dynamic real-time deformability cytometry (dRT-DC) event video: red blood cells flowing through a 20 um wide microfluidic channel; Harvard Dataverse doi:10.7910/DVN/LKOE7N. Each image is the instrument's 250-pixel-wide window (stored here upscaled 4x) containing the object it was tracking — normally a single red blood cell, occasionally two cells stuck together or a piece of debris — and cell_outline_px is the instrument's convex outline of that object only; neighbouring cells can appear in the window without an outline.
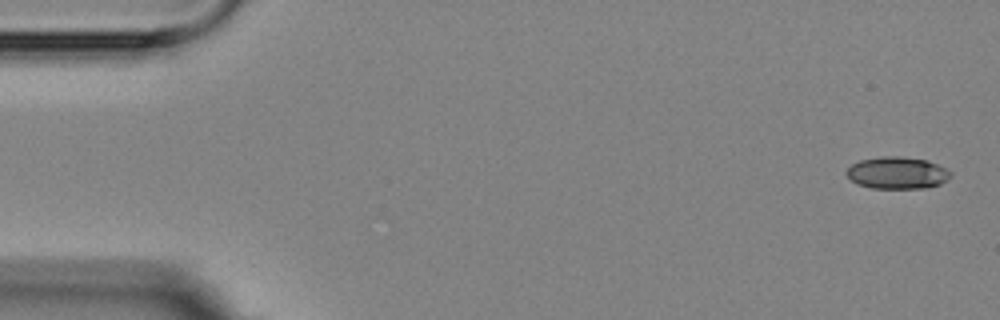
{"species": "Egyptian fruit bat (a non-hibernating species)", "species_latin": "Rousettus aegyptiacus", "temperature_condition": "room temperature", "stored_images_in_passage": 4, "camera_frame_rate_fps": 3000, "um_per_image_px": 0.085, "animal": {"sex": "female"}, "frame": {"image": 1, "passage_image": 1, "time_ms": 0.0, "image_size_px": [1000, 320], "cell_outline_px": [[952, 176], [948, 180], [940, 184], [924, 188], [872, 188], [856, 184], [844, 172], [852, 164], [860, 160], [880, 156], [900, 156], [928, 160], [952, 172]], "centroid_in_image_um": [76.26, 14.69], "position_along_channel_um": 8.7, "area_um2": 19.54}}
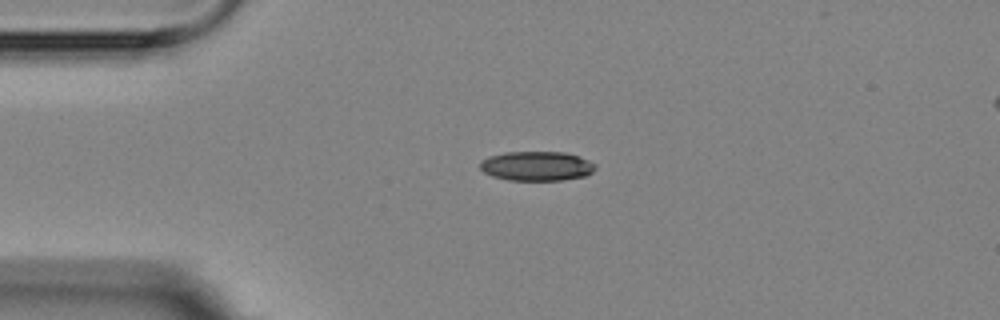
{"frame": {"image": 2, "passage_image": 4, "time_ms": 3.667, "image_size_px": [1000, 320], "cell_outline_px": [[596, 168], [592, 172], [584, 176], [560, 180], [508, 180], [492, 176], [484, 172], [480, 168], [480, 160], [488, 156], [504, 152], [564, 152], [588, 160], [596, 164]], "centroid_in_image_um": [45.58, 14.11], "position_along_channel_um": 39.4, "area_um2": 19.77}}